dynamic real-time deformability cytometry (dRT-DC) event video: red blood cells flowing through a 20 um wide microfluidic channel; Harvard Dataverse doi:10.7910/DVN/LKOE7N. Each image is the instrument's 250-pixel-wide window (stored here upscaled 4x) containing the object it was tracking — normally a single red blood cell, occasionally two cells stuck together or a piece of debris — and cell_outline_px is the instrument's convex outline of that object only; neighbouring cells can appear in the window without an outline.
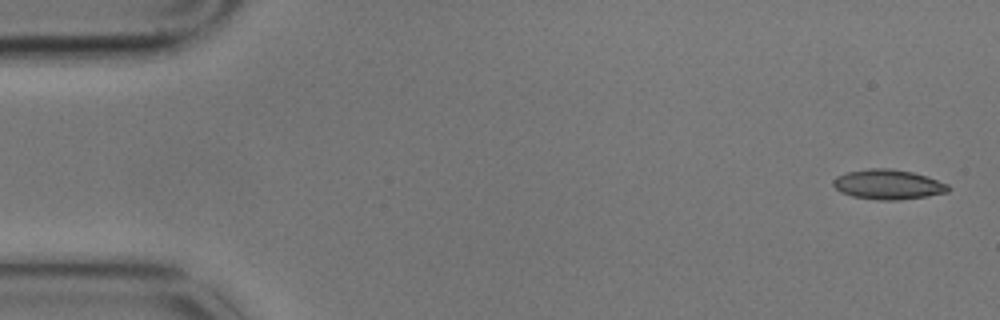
{"species": "common noctule bat (a hibernating species)", "species_latin": "Nyctalus noctula", "temperature_condition": "cold", "stored_images_in_passage": 5, "camera_frame_rate_fps": 3000, "um_per_image_px": 0.085, "animal": {"sex": "male", "body_mass_g": 17.9}, "frame": {"image": 1, "passage_image": 1, "time_ms": 0.0, "image_size_px": [1000, 320], "cell_outline_px": [[952, 188], [948, 192], [928, 196], [900, 200], [880, 200], [852, 196], [840, 192], [832, 184], [832, 180], [836, 176], [848, 172], [872, 168], [892, 168], [912, 172], [948, 184]], "centroid_in_image_um": [75.48, 15.68], "position_along_channel_um": 9.5, "area_um2": 20.0}}
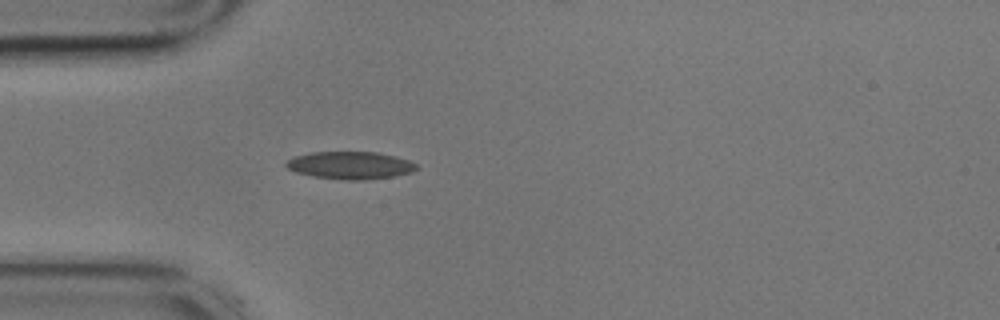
{"frame": {"image": 2, "passage_image": 5, "time_ms": 1.333, "image_size_px": [1000, 320], "cell_outline_px": [[416, 168], [412, 172], [392, 176], [364, 180], [344, 180], [312, 176], [296, 172], [288, 168], [284, 164], [288, 160], [296, 156], [312, 152], [376, 152], [396, 156], [408, 160], [416, 164]], "centroid_in_image_um": [29.76, 14.05], "position_along_channel_um": 55.2, "area_um2": 20.75}}